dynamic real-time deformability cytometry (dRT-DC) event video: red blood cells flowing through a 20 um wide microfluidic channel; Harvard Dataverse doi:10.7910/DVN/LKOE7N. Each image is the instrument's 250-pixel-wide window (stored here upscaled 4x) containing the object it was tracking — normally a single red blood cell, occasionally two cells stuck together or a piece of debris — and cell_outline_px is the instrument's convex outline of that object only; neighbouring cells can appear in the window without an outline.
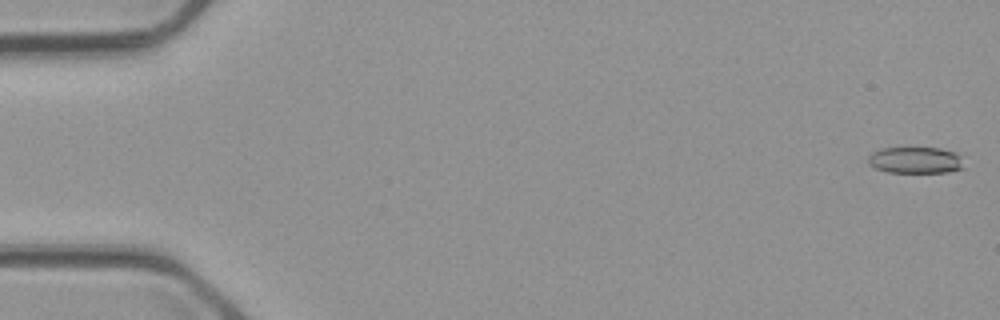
{"species": "common noctule bat (a hibernating species)", "species_latin": "Nyctalus noctula", "temperature_condition": "cold", "stored_images_in_passage": 57, "camera_frame_rate_fps": 3000, "um_per_image_px": 0.085, "animal": {"sex": "male", "body_mass_g": 23.1, "forearm_length_mm": 52.7}, "frame": {"image": 1, "passage_image": 2, "time_ms": 0.333, "image_size_px": [1000, 320], "cell_outline_px": [[964, 168], [948, 172], [888, 172], [876, 168], [868, 164], [868, 156], [872, 152], [880, 148], [940, 148], [956, 152], [960, 156]], "centroid_in_image_um": [77.81, 13.61], "position_along_channel_um": 7.2, "area_um2": 14.8}}
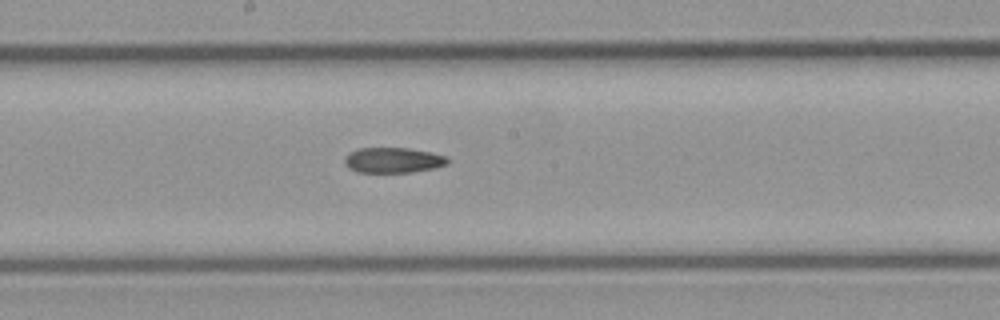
{"frame": {"image": 2, "passage_image": 31, "time_ms": 10.0, "image_size_px": [1000, 320], "cell_outline_px": [[448, 164], [436, 168], [412, 172], [356, 172], [348, 168], [344, 164], [344, 160], [352, 152], [360, 148], [408, 148], [432, 152], [448, 156]], "centroid_in_image_um": [33.47, 13.62], "position_along_channel_um": 214.7, "area_um2": 15.26}}
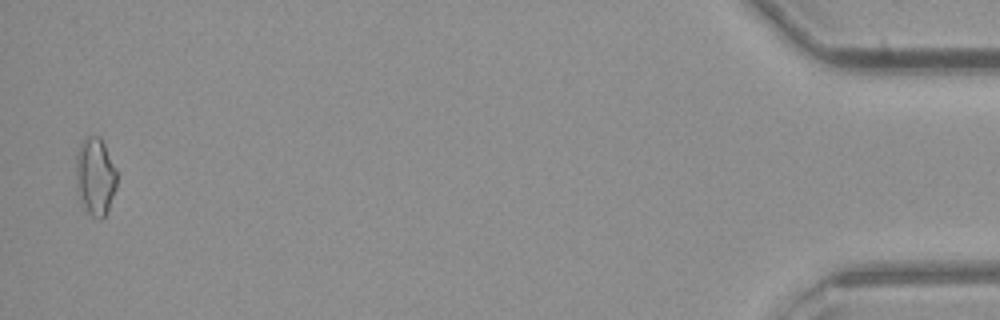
{"frame": {"image": 3, "passage_image": 56, "time_ms": 18.333, "image_size_px": [1000, 320], "cell_outline_px": [[116, 188], [108, 212], [100, 220], [92, 216], [88, 212], [80, 200], [76, 192], [76, 152], [80, 144], [88, 136], [100, 136], [116, 168]], "centroid_in_image_um": [8.09, 15.01], "position_along_channel_um": 427.1, "area_um2": 18.67}}